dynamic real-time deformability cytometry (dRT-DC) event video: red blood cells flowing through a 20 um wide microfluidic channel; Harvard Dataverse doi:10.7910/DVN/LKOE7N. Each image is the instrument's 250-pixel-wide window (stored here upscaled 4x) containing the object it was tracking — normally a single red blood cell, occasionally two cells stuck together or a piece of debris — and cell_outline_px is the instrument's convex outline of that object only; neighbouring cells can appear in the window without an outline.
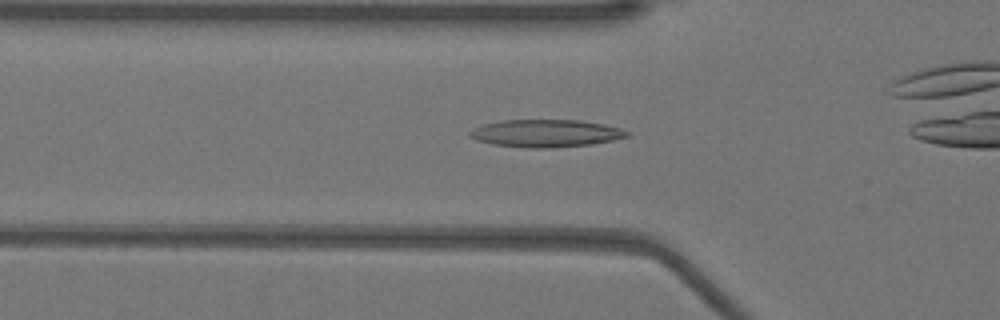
{"species": "Egyptian fruit bat (a non-hibernating species)", "species_latin": "Rousettus aegyptiacus", "temperature_condition": "warm", "stored_images_in_passage": 39, "camera_frame_rate_fps": 3000, "um_per_image_px": 0.085, "animal": {"sex": "female"}, "frame": {"image": 1, "passage_image": 14, "time_ms": 4.333, "image_size_px": [1000, 320], "cell_outline_px": [[632, 136], [592, 144], [548, 148], [532, 148], [492, 144], [476, 140], [468, 136], [468, 132], [472, 128], [484, 124], [500, 120], [580, 120], [604, 124], [620, 128], [632, 132]], "centroid_in_image_um": [46.41, 11.32], "position_along_channel_um": 79.4, "area_um2": 25.43}}
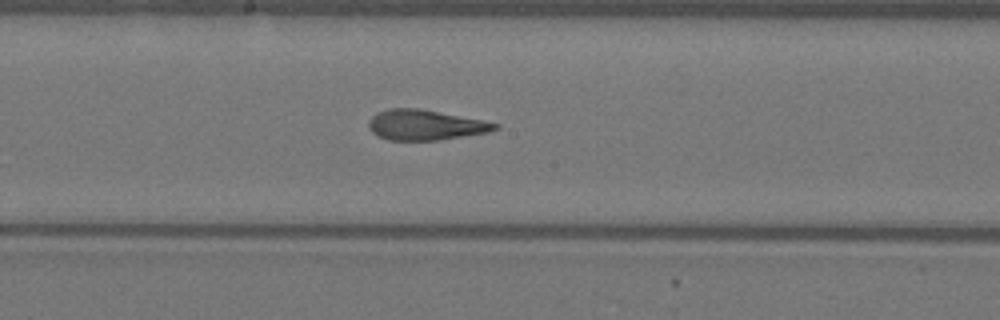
{"frame": {"image": 2, "passage_image": 24, "time_ms": 7.667, "image_size_px": [1000, 320], "cell_outline_px": [[500, 128], [488, 132], [440, 140], [388, 140], [376, 136], [368, 128], [368, 120], [376, 112], [388, 108], [420, 108], [484, 120], [500, 124]], "centroid_in_image_um": [36.13, 10.61], "position_along_channel_um": 212.1, "area_um2": 22.6}}
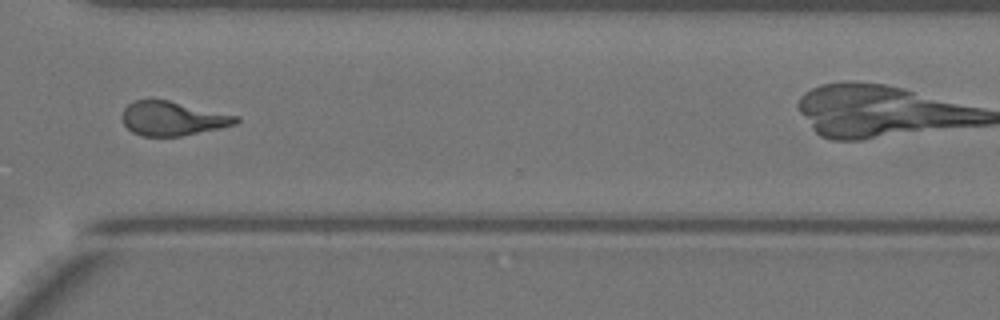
{"frame": {"image": 3, "passage_image": 35, "time_ms": 11.333, "image_size_px": [1000, 320], "cell_outline_px": [[240, 120], [236, 124], [220, 128], [180, 136], [140, 136], [132, 132], [124, 124], [120, 116], [124, 108], [132, 100], [168, 100], [240, 116]], "centroid_in_image_um": [14.66, 10.07], "position_along_channel_um": 355.9, "area_um2": 22.72}}